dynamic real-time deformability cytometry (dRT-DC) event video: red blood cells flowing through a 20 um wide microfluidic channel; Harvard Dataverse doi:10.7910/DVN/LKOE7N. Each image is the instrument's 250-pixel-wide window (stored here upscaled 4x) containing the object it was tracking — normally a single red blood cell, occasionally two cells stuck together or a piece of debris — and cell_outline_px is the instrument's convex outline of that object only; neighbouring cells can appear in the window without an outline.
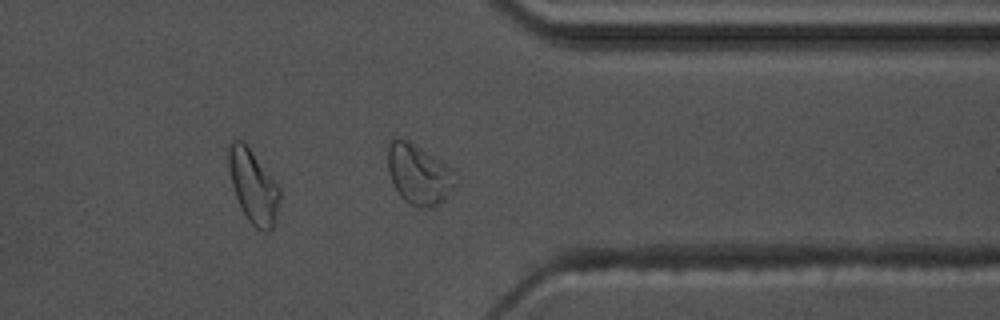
{"species": "common noctule bat (a hibernating species)", "species_latin": "Nyctalus noctula", "temperature_condition": "warm", "stored_images_in_passage": 34, "camera_frame_rate_fps": 3000, "um_per_image_px": 0.085, "animal": {"sex": "male", "body_mass_g": 17.5, "forearm_length_mm": 52.3}, "frame": {"image": 1, "passage_image": 29, "time_ms": 9.333, "image_size_px": [1000, 320], "cell_outline_px": [[280, 200], [276, 224], [268, 232], [264, 232], [256, 228], [248, 220], [240, 208], [232, 184], [228, 168], [228, 144], [232, 140], [240, 140], [252, 152], [280, 188]], "centroid_in_image_um": [21.53, 15.9], "position_along_channel_um": 389.9, "area_um2": 21.79}, "authors_computed_cell_mechanics": {"area_um2": 18.0914, "velocity_mm_per_s": 3.6046, "shape_relaxation_time_tau1_ms": 5.0871, "shape_relaxation_time_tau2_ms": 1.368, "deformation_change_tau1": 0.1659, "deformation_change_tau2": 0.0615}}